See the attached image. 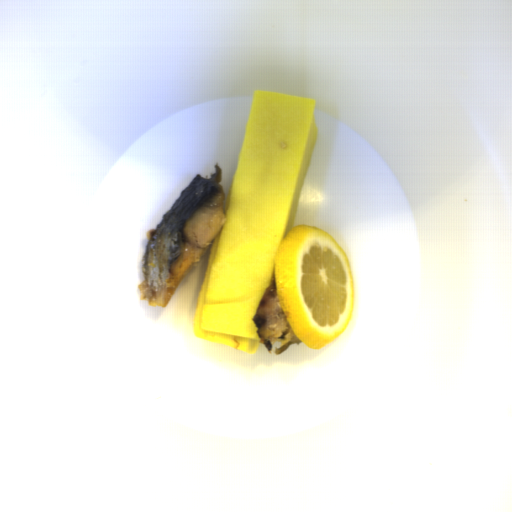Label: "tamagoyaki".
Wrapping results in <instances>:
<instances>
[{
  "mask_svg": "<svg viewBox=\"0 0 512 512\" xmlns=\"http://www.w3.org/2000/svg\"><path fill=\"white\" fill-rule=\"evenodd\" d=\"M317 134L316 99L253 92L226 222L212 239L192 322L197 338L252 355L262 344L253 318L276 281Z\"/></svg>",
  "mask_w": 512,
  "mask_h": 512,
  "instance_id": "81b7327e",
  "label": "tamagoyaki"
}]
</instances>
